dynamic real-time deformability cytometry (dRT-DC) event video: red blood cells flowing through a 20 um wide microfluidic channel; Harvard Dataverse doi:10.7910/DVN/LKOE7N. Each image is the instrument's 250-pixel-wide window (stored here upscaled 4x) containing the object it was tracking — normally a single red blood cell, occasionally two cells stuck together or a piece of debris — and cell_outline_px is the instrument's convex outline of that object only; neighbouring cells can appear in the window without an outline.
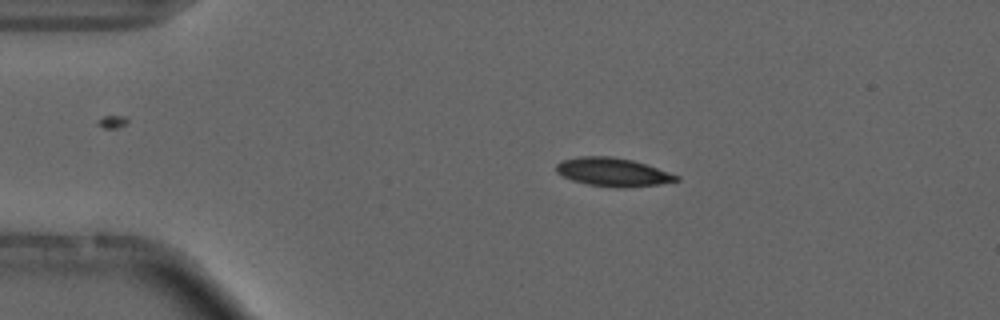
{"species": "common noctule bat (a hibernating species)", "species_latin": "Nyctalus noctula", "temperature_condition": "cold", "stored_images_in_passage": 4, "camera_frame_rate_fps": 3000, "um_per_image_px": 0.085, "animal": {"sex": "male", "forearm_length_mm": 52.5}, "frame": {"image": 1, "passage_image": 3, "time_ms": 2.333, "image_size_px": [1000, 320], "cell_outline_px": [[680, 180], [660, 184], [624, 188], [616, 188], [588, 184], [572, 180], [556, 172], [556, 164], [564, 160], [580, 156], [612, 156], [632, 160], [680, 176]], "centroid_in_image_um": [52.1, 14.63], "position_along_channel_um": 32.9, "area_um2": 19.77}}